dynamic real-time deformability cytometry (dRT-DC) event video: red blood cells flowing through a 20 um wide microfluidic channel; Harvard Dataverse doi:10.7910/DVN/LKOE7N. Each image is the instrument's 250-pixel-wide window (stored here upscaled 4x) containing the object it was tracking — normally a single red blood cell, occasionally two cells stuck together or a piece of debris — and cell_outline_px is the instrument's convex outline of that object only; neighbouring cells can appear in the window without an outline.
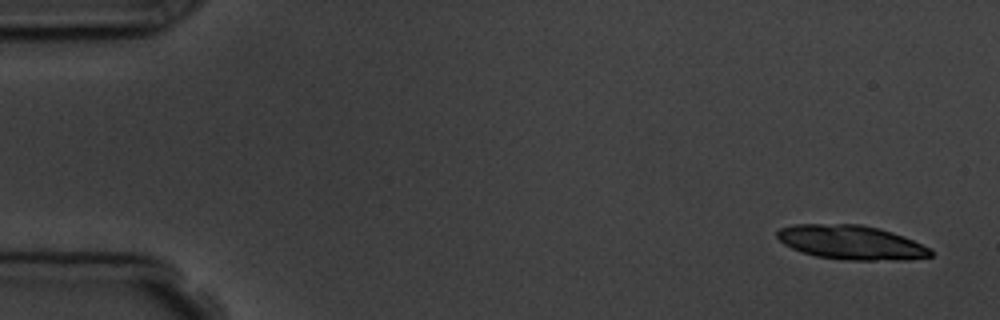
{"species": "common noctule bat (a hibernating species)", "species_latin": "Nyctalus noctula", "temperature_condition": "room temperature", "stored_images_in_passage": 3, "camera_frame_rate_fps": 3000, "um_per_image_px": 0.085, "animal": {"sex": "male", "body_mass_g": 19.5, "forearm_length_mm": 54.6}, "frame": {"image": 1, "passage_image": 1, "time_ms": 0.0, "image_size_px": [1000, 320], "cell_outline_px": [[932, 256], [908, 260], [844, 260], [816, 256], [800, 252], [784, 244], [776, 236], [776, 232], [780, 228], [792, 224], [860, 224], [880, 228], [904, 236], [932, 248]], "centroid_in_image_um": [72.37, 20.6], "position_along_channel_um": 12.6, "area_um2": 30.92}}